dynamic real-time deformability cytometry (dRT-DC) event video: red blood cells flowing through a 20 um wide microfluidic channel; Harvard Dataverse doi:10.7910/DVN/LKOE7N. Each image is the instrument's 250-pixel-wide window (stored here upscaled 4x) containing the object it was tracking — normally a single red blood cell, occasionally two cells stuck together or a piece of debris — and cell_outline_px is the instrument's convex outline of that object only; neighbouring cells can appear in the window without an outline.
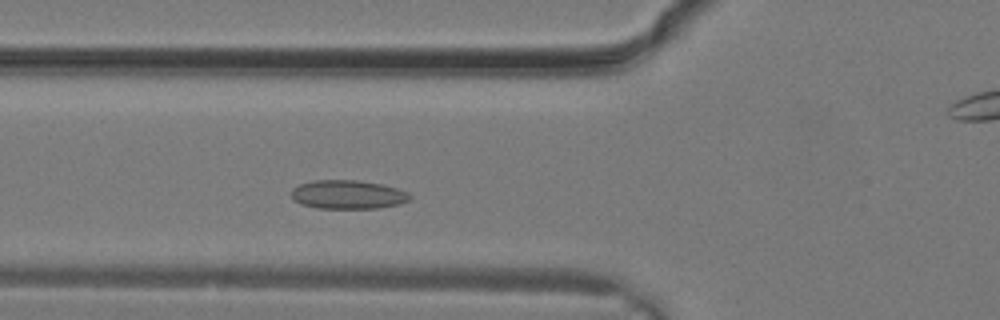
{"species": "common noctule bat (a hibernating species)", "species_latin": "Nyctalus noctula", "temperature_condition": "warm", "stored_images_in_passage": 12, "camera_frame_rate_fps": 3000, "um_per_image_px": 0.085, "animal": {"sex": "male", "body_mass_g": 19.2, "forearm_length_mm": 51.8}, "frame": {"image": 1, "passage_image": 3, "time_ms": 0.667, "image_size_px": [1000, 320], "cell_outline_px": [[412, 196], [408, 200], [400, 204], [380, 208], [316, 208], [300, 204], [292, 200], [292, 188], [300, 184], [312, 180], [356, 180], [380, 184], [396, 188], [408, 192]], "centroid_in_image_um": [29.54, 16.54], "position_along_channel_um": 96.3, "area_um2": 19.94}}
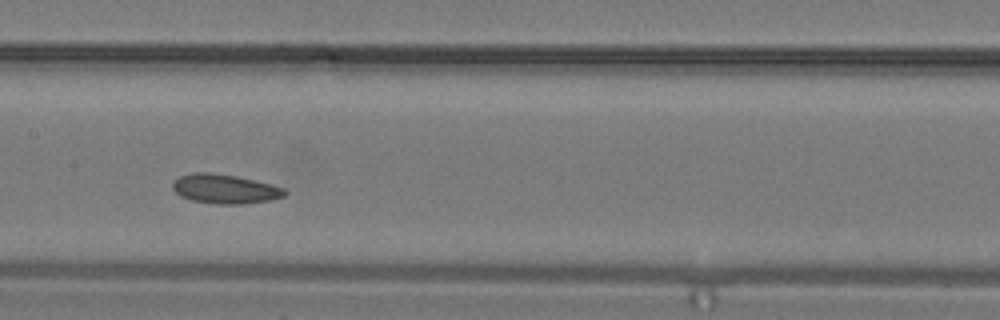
{"frame": {"image": 2, "passage_image": 7, "time_ms": 2.0, "image_size_px": [1000, 320], "cell_outline_px": [[288, 192], [284, 196], [272, 200], [244, 204], [216, 204], [192, 200], [180, 196], [172, 188], [172, 184], [180, 176], [192, 172], [212, 172], [236, 176], [272, 184], [284, 188]], "centroid_in_image_um": [19.14, 16.06], "position_along_channel_um": 188.3, "area_um2": 19.25}}
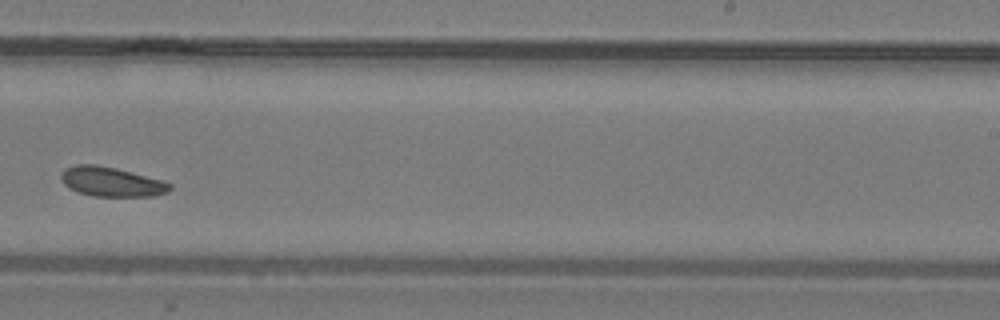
{"frame": {"image": 3, "passage_image": 11, "time_ms": 3.333, "image_size_px": [1000, 320], "cell_outline_px": [[172, 188], [168, 192], [152, 196], [92, 196], [76, 192], [68, 188], [64, 184], [60, 176], [64, 168], [76, 164], [96, 164], [116, 168], [160, 180], [172, 184]], "centroid_in_image_um": [9.42, 15.45], "position_along_channel_um": 279.6, "area_um2": 18.73}}